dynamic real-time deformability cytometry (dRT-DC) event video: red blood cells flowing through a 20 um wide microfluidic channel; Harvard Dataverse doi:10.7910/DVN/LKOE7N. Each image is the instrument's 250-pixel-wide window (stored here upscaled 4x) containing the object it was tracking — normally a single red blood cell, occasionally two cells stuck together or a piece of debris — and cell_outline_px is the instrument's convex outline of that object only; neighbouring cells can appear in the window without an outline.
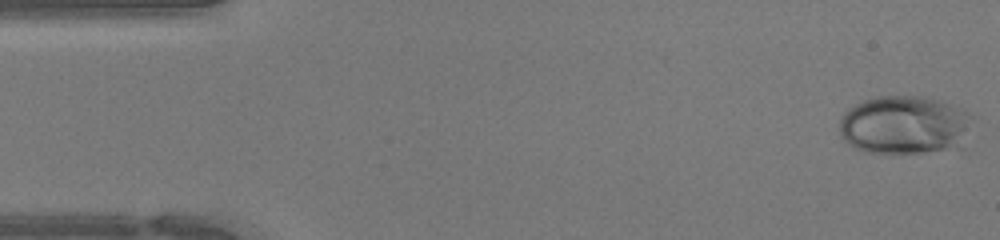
{"species": "human", "species_latin": "Homo sapiens", "temperature_condition": "warm", "stored_images_in_passage": 36, "camera_frame_rate_fps": 3000, "um_per_image_px": 0.085, "donor": {"sex": "female"}, "frame": {"image": 1, "passage_image": 1, "time_ms": 0.0, "image_size_px": [1000, 240], "cell_outline_px": [[976, 116], [964, 148], [924, 152], [864, 152], [848, 144], [840, 136], [840, 120], [844, 112], [848, 108], [860, 100], [876, 96], [932, 96], [964, 108]], "centroid_in_image_um": [76.99, 10.6], "position_along_channel_um": 8.0, "area_um2": 46.88}}
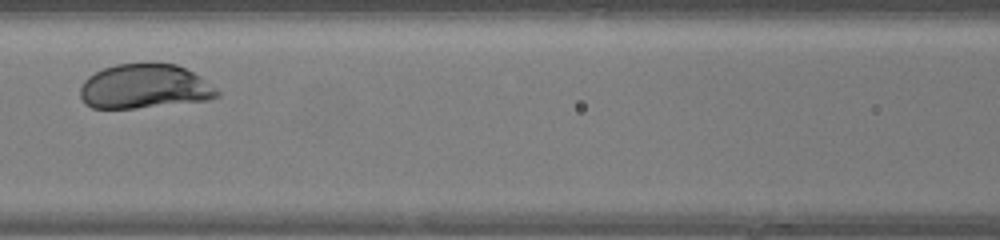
{"frame": {"image": 2, "passage_image": 20, "time_ms": 6.333, "image_size_px": [1000, 240], "cell_outline_px": [[220, 96], [208, 100], [136, 108], [92, 108], [84, 104], [80, 96], [80, 88], [84, 80], [88, 76], [104, 68], [116, 64], [148, 60], [152, 60], [176, 64], [200, 76], [216, 88], [220, 92]], "centroid_in_image_um": [12.28, 7.31], "position_along_channel_um": 154.3, "area_um2": 36.18}}
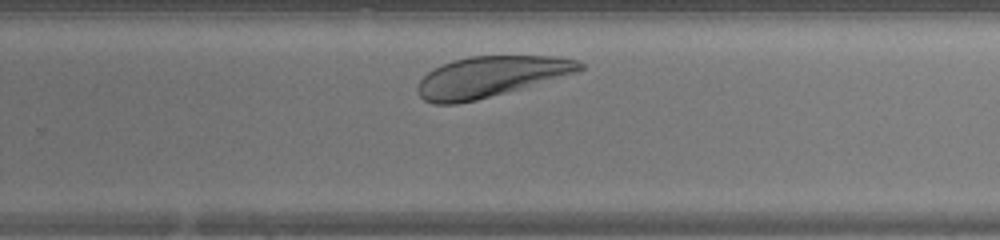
{"frame": {"image": 3, "passage_image": 30, "time_ms": 9.667, "image_size_px": [1000, 240], "cell_outline_px": [[584, 68], [576, 72], [476, 100], [456, 104], [432, 104], [424, 100], [416, 92], [416, 88], [420, 80], [428, 72], [452, 60], [468, 56], [556, 56], [576, 60], [584, 64]], "centroid_in_image_um": [41.64, 6.51], "position_along_channel_um": 288.2, "area_um2": 37.86}, "authors_computed_cell_mechanics": {"area_um2": 38.8416, "velocity_mm_per_s": 4.0135, "shape_relaxation_time_tau1_ms": 1.9212, "shape_relaxation_time_tau2_ms": null, "deformation_change_tau1": 0.1191, "deformation_change_tau2": null}}